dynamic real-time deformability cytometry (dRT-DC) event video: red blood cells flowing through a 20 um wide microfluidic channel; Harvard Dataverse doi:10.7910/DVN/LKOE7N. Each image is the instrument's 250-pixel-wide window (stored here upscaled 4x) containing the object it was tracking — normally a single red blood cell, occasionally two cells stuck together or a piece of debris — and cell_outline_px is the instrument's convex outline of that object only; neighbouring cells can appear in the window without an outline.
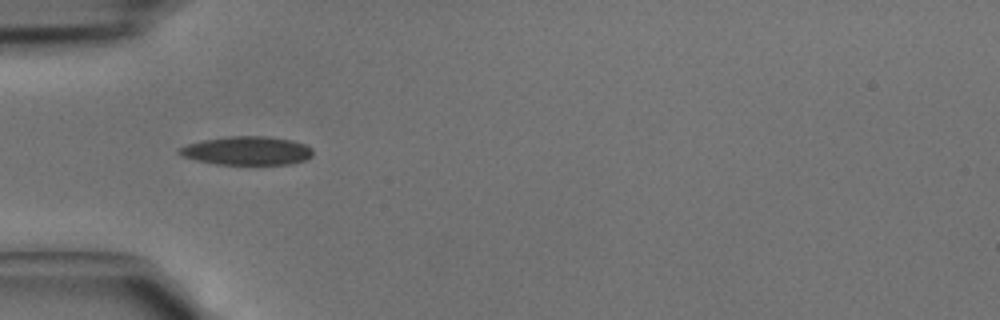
{"species": "common noctule bat (a hibernating species)", "species_latin": "Nyctalus noctula", "temperature_condition": "cold", "stored_images_in_passage": 22, "camera_frame_rate_fps": 3000, "um_per_image_px": 0.085, "animal": {"sex": "male", "body_mass_g": 15.6}, "frame": {"image": 1, "passage_image": 4, "time_ms": 1.0, "image_size_px": [1000, 320], "cell_outline_px": [[312, 156], [304, 160], [292, 164], [216, 164], [196, 160], [184, 156], [176, 152], [176, 148], [200, 140], [228, 136], [264, 136], [292, 140], [304, 144], [312, 148]], "centroid_in_image_um": [20.96, 12.8], "position_along_channel_um": 64.0, "area_um2": 22.31}}